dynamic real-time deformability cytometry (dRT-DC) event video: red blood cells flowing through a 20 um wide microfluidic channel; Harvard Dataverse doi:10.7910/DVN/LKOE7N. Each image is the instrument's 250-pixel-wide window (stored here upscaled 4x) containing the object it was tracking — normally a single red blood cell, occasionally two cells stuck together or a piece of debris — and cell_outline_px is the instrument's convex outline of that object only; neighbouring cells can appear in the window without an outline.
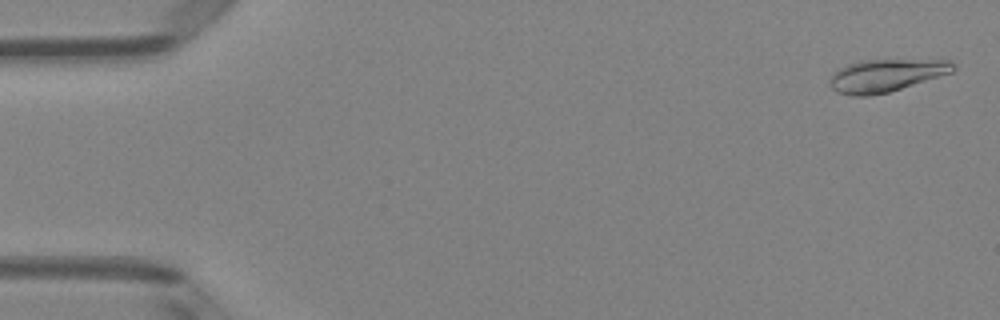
{"species": "Egyptian fruit bat (a non-hibernating species)", "species_latin": "Rousettus aegyptiacus", "temperature_condition": "room temperature", "stored_images_in_passage": 51, "camera_frame_rate_fps": 3000, "um_per_image_px": 0.085, "animal": {"sex": "female"}, "frame": {"image": 1, "passage_image": 2, "time_ms": 0.333, "image_size_px": [1000, 320], "cell_outline_px": [[956, 68], [952, 72], [940, 76], [888, 92], [868, 96], [852, 96], [836, 92], [828, 84], [828, 80], [832, 72], [848, 64], [860, 60], [952, 60], [956, 64]], "centroid_in_image_um": [75.27, 6.41], "position_along_channel_um": 9.7, "area_um2": 23.52}}
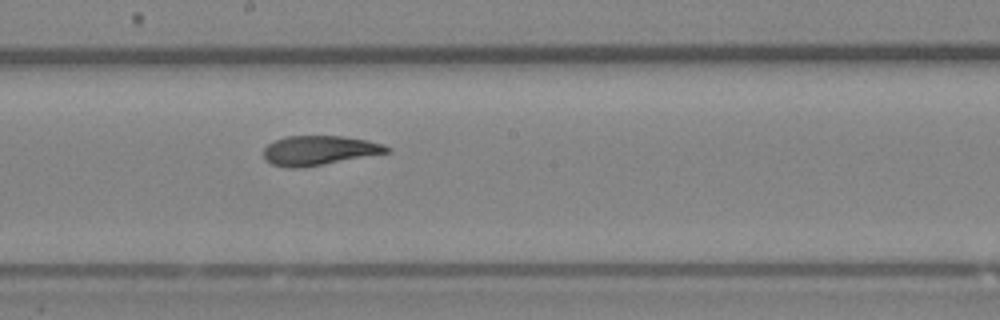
{"frame": {"image": 2, "passage_image": 28, "time_ms": 9.0, "image_size_px": [1000, 320], "cell_outline_px": [[392, 148], [388, 152], [304, 168], [288, 168], [272, 164], [264, 160], [264, 148], [268, 144], [284, 136], [344, 136], [368, 140], [384, 144]], "centroid_in_image_um": [27.11, 12.79], "position_along_channel_um": 221.1, "area_um2": 21.27}}
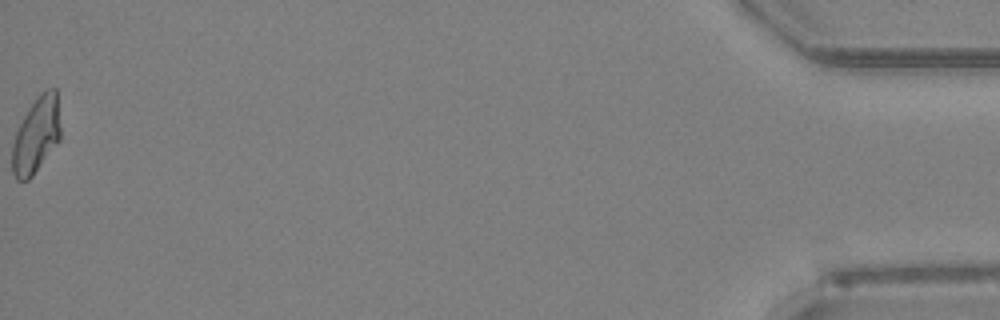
{"frame": {"image": 3, "passage_image": 51, "time_ms": 16.667, "image_size_px": [1000, 320], "cell_outline_px": [[60, 140], [32, 176], [28, 180], [16, 180], [12, 172], [12, 144], [16, 132], [28, 108], [36, 96], [44, 88], [56, 88], [60, 128]], "centroid_in_image_um": [3.08, 11.47], "position_along_channel_um": 432.1, "area_um2": 21.44}, "authors_computed_cell_mechanics": {"area_um2": 22.0796, "velocity_mm_per_s": 4.0435, "shape_relaxation_time_tau1_ms": 7.0749, "shape_relaxation_time_tau2_ms": 2.105, "deformation_change_tau1": 0.2296, "deformation_change_tau2": 0.1061}}